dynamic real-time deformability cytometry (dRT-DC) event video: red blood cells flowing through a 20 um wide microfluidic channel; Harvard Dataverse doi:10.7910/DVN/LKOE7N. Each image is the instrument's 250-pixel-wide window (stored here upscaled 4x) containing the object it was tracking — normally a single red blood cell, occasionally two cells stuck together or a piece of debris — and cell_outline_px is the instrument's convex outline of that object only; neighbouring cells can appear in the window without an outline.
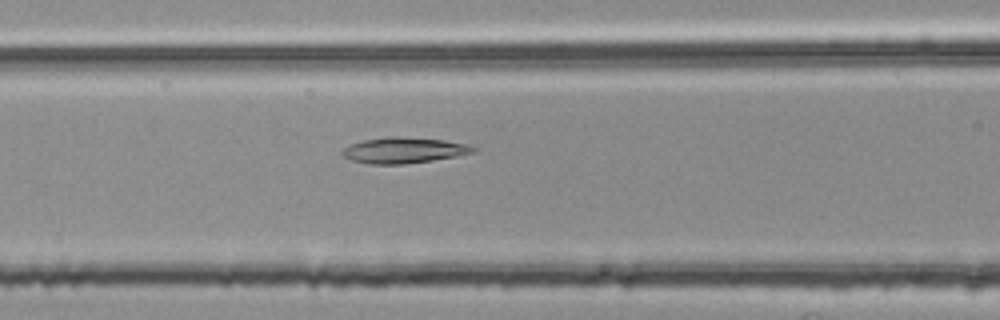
{"species": "common noctule bat (a hibernating species)", "species_latin": "Nyctalus noctula", "temperature_condition": "room temperature", "stored_images_in_passage": 41, "camera_frame_rate_fps": 3000, "um_per_image_px": 0.085, "animal": {"sex": "female", "body_mass_g": 25.1}, "frame": {"image": 1, "passage_image": 22, "time_ms": 7.0, "image_size_px": [1000, 320], "cell_outline_px": [[476, 152], [456, 156], [432, 160], [404, 164], [372, 164], [352, 160], [344, 156], [340, 152], [344, 148], [352, 144], [364, 140], [388, 136], [396, 136], [444, 140], [464, 144], [476, 148]], "centroid_in_image_um": [34.31, 12.77], "position_along_channel_um": 132.3, "area_um2": 19.42}}
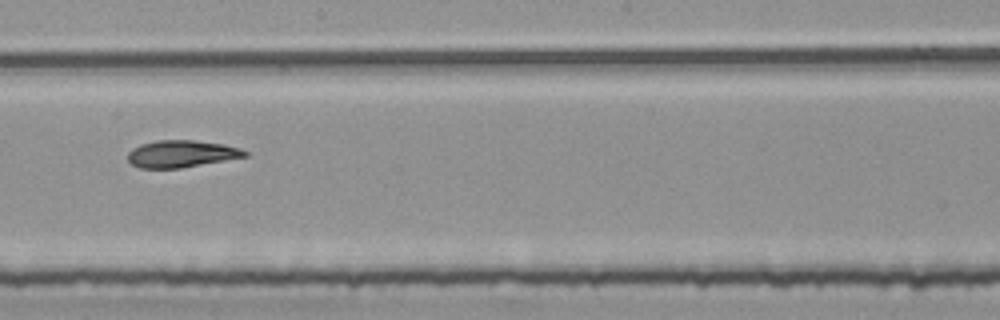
{"frame": {"image": 2, "passage_image": 30, "time_ms": 9.667, "image_size_px": [1000, 320], "cell_outline_px": [[248, 156], [180, 168], [140, 168], [132, 164], [128, 160], [128, 152], [132, 148], [140, 144], [156, 140], [192, 140], [224, 144], [240, 148], [248, 152]], "centroid_in_image_um": [15.41, 13.07], "position_along_channel_um": 232.8, "area_um2": 18.44}}
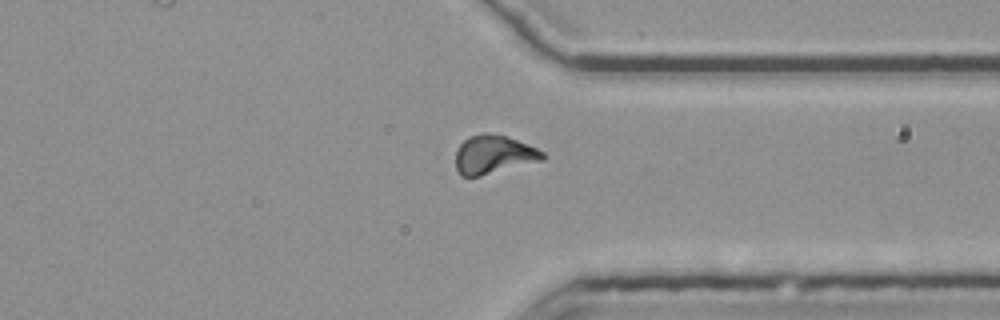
{"frame": {"image": 3, "passage_image": 41, "time_ms": 13.333, "image_size_px": [1000, 320], "cell_outline_px": [[544, 160], [480, 176], [460, 176], [456, 168], [456, 148], [468, 136], [484, 132], [504, 136], [528, 144], [544, 152]], "centroid_in_image_um": [41.93, 13.14], "position_along_channel_um": 369.5, "area_um2": 19.54}, "authors_computed_cell_mechanics": {"area_um2": 19.5364, "velocity_mm_per_s": 3.7781, "shape_relaxation_time_tau1_ms": 8.6225, "shape_relaxation_time_tau2_ms": 5.2304, "deformation_change_tau1": 0.222, "deformation_change_tau2": 0.1182}}